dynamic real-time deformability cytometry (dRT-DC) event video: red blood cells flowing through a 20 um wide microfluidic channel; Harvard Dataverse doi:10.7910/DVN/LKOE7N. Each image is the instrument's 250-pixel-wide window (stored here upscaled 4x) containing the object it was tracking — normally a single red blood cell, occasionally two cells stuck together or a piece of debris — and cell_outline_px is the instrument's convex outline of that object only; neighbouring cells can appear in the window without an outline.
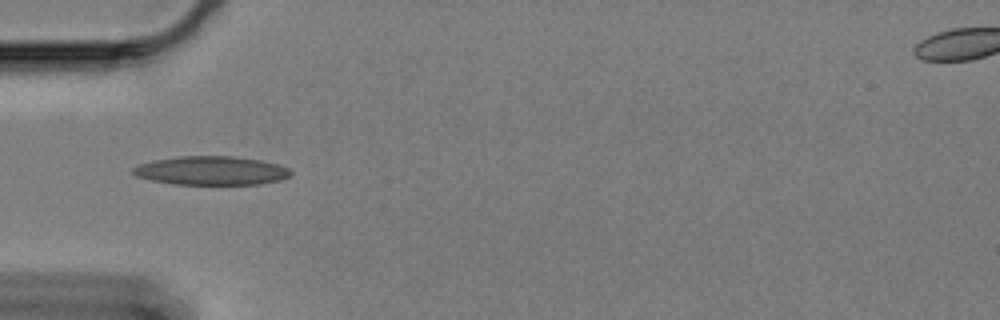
{"species": "Egyptian fruit bat (a non-hibernating species)", "species_latin": "Rousettus aegyptiacus", "temperature_condition": "cold", "stored_images_in_passage": 19, "camera_frame_rate_fps": 3000, "um_per_image_px": 0.085, "animal": {"sex": "female"}, "frame": {"image": 1, "passage_image": 1, "time_ms": 0.0, "image_size_px": [1000, 320], "cell_outline_px": [[292, 172], [288, 176], [280, 180], [260, 184], [176, 184], [152, 180], [136, 176], [132, 172], [132, 168], [140, 164], [152, 160], [180, 156], [232, 156], [260, 160], [276, 164], [288, 168]], "centroid_in_image_um": [17.94, 14.5], "position_along_channel_um": 67.1, "area_um2": 26.24}}
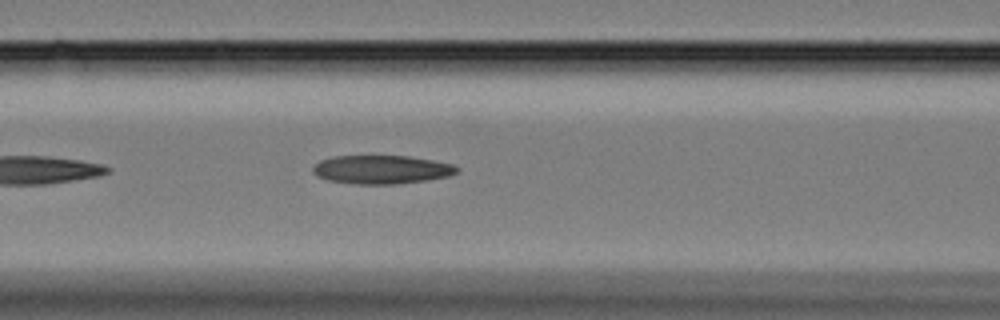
{"frame": {"image": 2, "passage_image": 7, "time_ms": 2.0, "image_size_px": [1000, 320], "cell_outline_px": [[460, 172], [448, 176], [428, 180], [396, 184], [356, 184], [328, 180], [316, 176], [312, 172], [312, 168], [320, 160], [332, 156], [408, 156], [432, 160], [452, 164], [460, 168]], "centroid_in_image_um": [32.44, 14.41], "position_along_channel_um": 134.2, "area_um2": 24.1}}
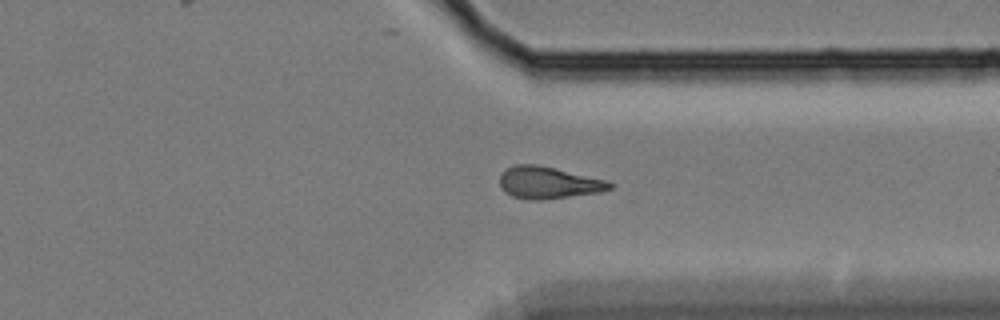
{"frame": {"image": 3, "passage_image": 17, "time_ms": 5.333, "image_size_px": [1000, 320], "cell_outline_px": [[616, 184], [612, 188], [600, 192], [540, 200], [528, 200], [512, 196], [504, 192], [500, 188], [500, 176], [504, 168], [516, 164], [536, 164], [556, 168], [608, 180]], "centroid_in_image_um": [46.61, 15.52], "position_along_channel_um": 364.8, "area_um2": 20.81}}